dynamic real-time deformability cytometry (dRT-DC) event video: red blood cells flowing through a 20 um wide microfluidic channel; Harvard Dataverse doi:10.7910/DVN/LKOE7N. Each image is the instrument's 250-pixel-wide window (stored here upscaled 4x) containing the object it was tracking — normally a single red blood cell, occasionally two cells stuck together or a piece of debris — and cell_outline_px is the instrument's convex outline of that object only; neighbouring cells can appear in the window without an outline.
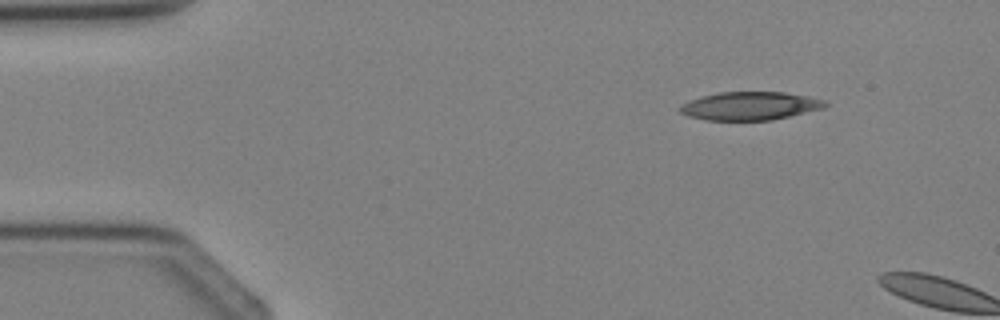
{"species": "Egyptian fruit bat (a non-hibernating species)", "species_latin": "Rousettus aegyptiacus", "temperature_condition": "cold", "stored_images_in_passage": 2, "camera_frame_rate_fps": 3000, "um_per_image_px": 0.085, "animal": {"sex": "female"}, "frame": {"image": 1, "passage_image": 1, "time_ms": 0.0, "image_size_px": [1000, 320], "cell_outline_px": [[828, 104], [824, 108], [772, 120], [704, 120], [688, 116], [680, 112], [680, 104], [700, 96], [720, 92], [784, 92], [824, 100]], "centroid_in_image_um": [63.71, 9.0], "position_along_channel_um": 21.3, "area_um2": 23.81}}